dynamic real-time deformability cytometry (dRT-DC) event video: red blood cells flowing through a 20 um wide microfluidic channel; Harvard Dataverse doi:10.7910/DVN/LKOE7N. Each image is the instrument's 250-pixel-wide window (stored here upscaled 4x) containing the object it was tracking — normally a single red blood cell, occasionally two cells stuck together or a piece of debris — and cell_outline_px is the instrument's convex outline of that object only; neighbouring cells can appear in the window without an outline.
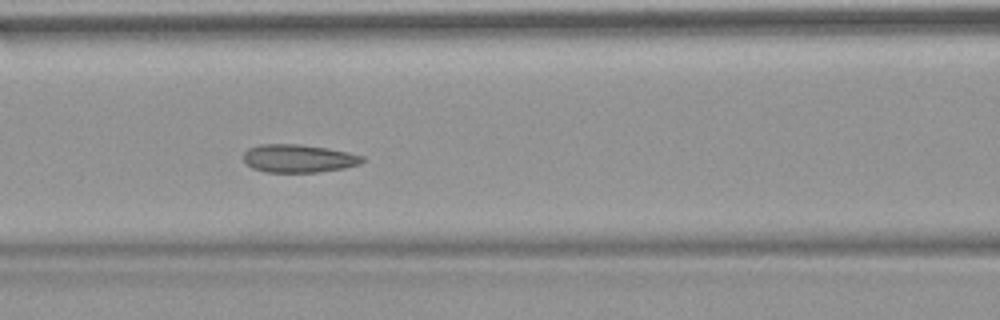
{"species": "common noctule bat (a hibernating species)", "species_latin": "Nyctalus noctula", "temperature_condition": "warm", "stored_images_in_passage": 13, "camera_frame_rate_fps": 3000, "um_per_image_px": 0.085, "animal": {"sex": "female", "body_mass_g": 18.4}, "frame": {"image": 1, "passage_image": 10, "time_ms": 3.0, "image_size_px": [1000, 320], "cell_outline_px": [[364, 160], [360, 164], [344, 168], [316, 172], [264, 172], [252, 168], [244, 160], [244, 152], [248, 148], [260, 144], [300, 144], [348, 152], [364, 156]], "centroid_in_image_um": [25.36, 13.47], "position_along_channel_um": 141.2, "area_um2": 19.36}}